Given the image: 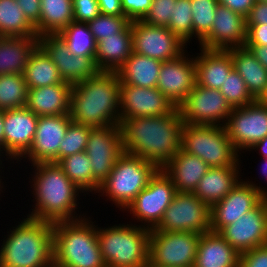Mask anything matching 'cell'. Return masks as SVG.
<instances>
[{"instance_id": "obj_1", "label": "cell", "mask_w": 267, "mask_h": 267, "mask_svg": "<svg viewBox=\"0 0 267 267\" xmlns=\"http://www.w3.org/2000/svg\"><path fill=\"white\" fill-rule=\"evenodd\" d=\"M28 166L23 167L25 171L31 170L26 171L29 177L25 180L28 179L29 184L27 183L24 189H29L30 192L26 194V197L30 195V199L28 198L27 201L30 203L32 197L31 203L33 204H29L30 207L26 211L28 213L24 212L25 216L54 223L77 220L90 213L92 209L85 210V212L82 210L86 207L83 205L82 198L86 201L87 196L69 179L57 163H37ZM28 185L30 187L26 188Z\"/></svg>"}, {"instance_id": "obj_2", "label": "cell", "mask_w": 267, "mask_h": 267, "mask_svg": "<svg viewBox=\"0 0 267 267\" xmlns=\"http://www.w3.org/2000/svg\"><path fill=\"white\" fill-rule=\"evenodd\" d=\"M183 124L177 107L167 115L120 119L124 152L162 169L181 149Z\"/></svg>"}, {"instance_id": "obj_3", "label": "cell", "mask_w": 267, "mask_h": 267, "mask_svg": "<svg viewBox=\"0 0 267 267\" xmlns=\"http://www.w3.org/2000/svg\"><path fill=\"white\" fill-rule=\"evenodd\" d=\"M22 215L19 220L14 218V225L6 224L9 226L6 232L5 228L4 233L0 230L3 238L0 240V267L51 266L54 263L53 223L30 218L23 212Z\"/></svg>"}, {"instance_id": "obj_4", "label": "cell", "mask_w": 267, "mask_h": 267, "mask_svg": "<svg viewBox=\"0 0 267 267\" xmlns=\"http://www.w3.org/2000/svg\"><path fill=\"white\" fill-rule=\"evenodd\" d=\"M120 79L117 72L100 71L72 85L69 116L92 128L120 124Z\"/></svg>"}, {"instance_id": "obj_5", "label": "cell", "mask_w": 267, "mask_h": 267, "mask_svg": "<svg viewBox=\"0 0 267 267\" xmlns=\"http://www.w3.org/2000/svg\"><path fill=\"white\" fill-rule=\"evenodd\" d=\"M89 215L53 223L54 263L59 267H107L97 238L98 217Z\"/></svg>"}, {"instance_id": "obj_6", "label": "cell", "mask_w": 267, "mask_h": 267, "mask_svg": "<svg viewBox=\"0 0 267 267\" xmlns=\"http://www.w3.org/2000/svg\"><path fill=\"white\" fill-rule=\"evenodd\" d=\"M101 224L97 238L107 267H148L150 229L125 221Z\"/></svg>"}, {"instance_id": "obj_7", "label": "cell", "mask_w": 267, "mask_h": 267, "mask_svg": "<svg viewBox=\"0 0 267 267\" xmlns=\"http://www.w3.org/2000/svg\"><path fill=\"white\" fill-rule=\"evenodd\" d=\"M158 170L154 163L124 152L115 162L107 178L100 184L93 199V202L97 199L94 204L109 202L112 203V207L118 208L116 212L118 210L123 212ZM100 197L104 200L99 202Z\"/></svg>"}, {"instance_id": "obj_8", "label": "cell", "mask_w": 267, "mask_h": 267, "mask_svg": "<svg viewBox=\"0 0 267 267\" xmlns=\"http://www.w3.org/2000/svg\"><path fill=\"white\" fill-rule=\"evenodd\" d=\"M181 149L198 156L209 167L241 166L240 154L235 150L226 129L221 125L183 124Z\"/></svg>"}, {"instance_id": "obj_9", "label": "cell", "mask_w": 267, "mask_h": 267, "mask_svg": "<svg viewBox=\"0 0 267 267\" xmlns=\"http://www.w3.org/2000/svg\"><path fill=\"white\" fill-rule=\"evenodd\" d=\"M176 193L177 189L172 179L163 169H159L150 179L147 186L125 208L122 212V218H124L126 213L125 216L128 218L131 216L129 223L150 230L155 229L161 222L165 210L173 201Z\"/></svg>"}, {"instance_id": "obj_10", "label": "cell", "mask_w": 267, "mask_h": 267, "mask_svg": "<svg viewBox=\"0 0 267 267\" xmlns=\"http://www.w3.org/2000/svg\"><path fill=\"white\" fill-rule=\"evenodd\" d=\"M201 234L151 229L148 267H194Z\"/></svg>"}, {"instance_id": "obj_11", "label": "cell", "mask_w": 267, "mask_h": 267, "mask_svg": "<svg viewBox=\"0 0 267 267\" xmlns=\"http://www.w3.org/2000/svg\"><path fill=\"white\" fill-rule=\"evenodd\" d=\"M155 230L207 233L211 231L210 207L194 193L177 192Z\"/></svg>"}, {"instance_id": "obj_12", "label": "cell", "mask_w": 267, "mask_h": 267, "mask_svg": "<svg viewBox=\"0 0 267 267\" xmlns=\"http://www.w3.org/2000/svg\"><path fill=\"white\" fill-rule=\"evenodd\" d=\"M185 124L224 126L233 108L219 90L198 84L178 107Z\"/></svg>"}, {"instance_id": "obj_13", "label": "cell", "mask_w": 267, "mask_h": 267, "mask_svg": "<svg viewBox=\"0 0 267 267\" xmlns=\"http://www.w3.org/2000/svg\"><path fill=\"white\" fill-rule=\"evenodd\" d=\"M224 127L241 155L267 136V107L255 100L247 106L233 108Z\"/></svg>"}, {"instance_id": "obj_14", "label": "cell", "mask_w": 267, "mask_h": 267, "mask_svg": "<svg viewBox=\"0 0 267 267\" xmlns=\"http://www.w3.org/2000/svg\"><path fill=\"white\" fill-rule=\"evenodd\" d=\"M133 52L162 62L178 58L189 47L167 27L131 21Z\"/></svg>"}, {"instance_id": "obj_15", "label": "cell", "mask_w": 267, "mask_h": 267, "mask_svg": "<svg viewBox=\"0 0 267 267\" xmlns=\"http://www.w3.org/2000/svg\"><path fill=\"white\" fill-rule=\"evenodd\" d=\"M70 121L69 115L39 117L33 143L29 150L14 163L15 165L18 164L15 168H20L21 165L22 172V167H25V164L28 166L37 163H57L59 161V146Z\"/></svg>"}, {"instance_id": "obj_16", "label": "cell", "mask_w": 267, "mask_h": 267, "mask_svg": "<svg viewBox=\"0 0 267 267\" xmlns=\"http://www.w3.org/2000/svg\"><path fill=\"white\" fill-rule=\"evenodd\" d=\"M38 118L27 107L4 111V169L9 173L31 147Z\"/></svg>"}, {"instance_id": "obj_17", "label": "cell", "mask_w": 267, "mask_h": 267, "mask_svg": "<svg viewBox=\"0 0 267 267\" xmlns=\"http://www.w3.org/2000/svg\"><path fill=\"white\" fill-rule=\"evenodd\" d=\"M39 46L56 65L63 81L71 85L83 82L100 72L95 56L72 55L67 44L58 34L39 36Z\"/></svg>"}, {"instance_id": "obj_18", "label": "cell", "mask_w": 267, "mask_h": 267, "mask_svg": "<svg viewBox=\"0 0 267 267\" xmlns=\"http://www.w3.org/2000/svg\"><path fill=\"white\" fill-rule=\"evenodd\" d=\"M85 152L90 159L93 177L101 184L124 153L119 125L91 128Z\"/></svg>"}, {"instance_id": "obj_19", "label": "cell", "mask_w": 267, "mask_h": 267, "mask_svg": "<svg viewBox=\"0 0 267 267\" xmlns=\"http://www.w3.org/2000/svg\"><path fill=\"white\" fill-rule=\"evenodd\" d=\"M218 233L239 254L267 245V205L264 199Z\"/></svg>"}, {"instance_id": "obj_20", "label": "cell", "mask_w": 267, "mask_h": 267, "mask_svg": "<svg viewBox=\"0 0 267 267\" xmlns=\"http://www.w3.org/2000/svg\"><path fill=\"white\" fill-rule=\"evenodd\" d=\"M188 51L162 62L157 81L156 88L177 108L196 85L194 53Z\"/></svg>"}, {"instance_id": "obj_21", "label": "cell", "mask_w": 267, "mask_h": 267, "mask_svg": "<svg viewBox=\"0 0 267 267\" xmlns=\"http://www.w3.org/2000/svg\"><path fill=\"white\" fill-rule=\"evenodd\" d=\"M175 108L157 88L120 85V119L162 116Z\"/></svg>"}, {"instance_id": "obj_22", "label": "cell", "mask_w": 267, "mask_h": 267, "mask_svg": "<svg viewBox=\"0 0 267 267\" xmlns=\"http://www.w3.org/2000/svg\"><path fill=\"white\" fill-rule=\"evenodd\" d=\"M262 199L263 194L241 179L222 200L210 208L211 231L218 233L253 209Z\"/></svg>"}, {"instance_id": "obj_23", "label": "cell", "mask_w": 267, "mask_h": 267, "mask_svg": "<svg viewBox=\"0 0 267 267\" xmlns=\"http://www.w3.org/2000/svg\"><path fill=\"white\" fill-rule=\"evenodd\" d=\"M246 39V18L225 6L218 5L210 33L197 46L227 50L232 47H244Z\"/></svg>"}, {"instance_id": "obj_24", "label": "cell", "mask_w": 267, "mask_h": 267, "mask_svg": "<svg viewBox=\"0 0 267 267\" xmlns=\"http://www.w3.org/2000/svg\"><path fill=\"white\" fill-rule=\"evenodd\" d=\"M194 54L196 66V84L220 90L229 73L234 69L228 50L205 49L197 46Z\"/></svg>"}, {"instance_id": "obj_25", "label": "cell", "mask_w": 267, "mask_h": 267, "mask_svg": "<svg viewBox=\"0 0 267 267\" xmlns=\"http://www.w3.org/2000/svg\"><path fill=\"white\" fill-rule=\"evenodd\" d=\"M243 166L210 167L194 194L211 208L240 182Z\"/></svg>"}, {"instance_id": "obj_26", "label": "cell", "mask_w": 267, "mask_h": 267, "mask_svg": "<svg viewBox=\"0 0 267 267\" xmlns=\"http://www.w3.org/2000/svg\"><path fill=\"white\" fill-rule=\"evenodd\" d=\"M209 168L198 156L180 149L162 169L172 179L177 192L194 193Z\"/></svg>"}, {"instance_id": "obj_27", "label": "cell", "mask_w": 267, "mask_h": 267, "mask_svg": "<svg viewBox=\"0 0 267 267\" xmlns=\"http://www.w3.org/2000/svg\"><path fill=\"white\" fill-rule=\"evenodd\" d=\"M72 85L63 82L46 87L28 89L26 107L41 116L69 115Z\"/></svg>"}, {"instance_id": "obj_28", "label": "cell", "mask_w": 267, "mask_h": 267, "mask_svg": "<svg viewBox=\"0 0 267 267\" xmlns=\"http://www.w3.org/2000/svg\"><path fill=\"white\" fill-rule=\"evenodd\" d=\"M194 267H239V253L219 233H202Z\"/></svg>"}, {"instance_id": "obj_29", "label": "cell", "mask_w": 267, "mask_h": 267, "mask_svg": "<svg viewBox=\"0 0 267 267\" xmlns=\"http://www.w3.org/2000/svg\"><path fill=\"white\" fill-rule=\"evenodd\" d=\"M133 53L131 25L97 42L95 62L100 71L117 72Z\"/></svg>"}, {"instance_id": "obj_30", "label": "cell", "mask_w": 267, "mask_h": 267, "mask_svg": "<svg viewBox=\"0 0 267 267\" xmlns=\"http://www.w3.org/2000/svg\"><path fill=\"white\" fill-rule=\"evenodd\" d=\"M39 37L0 36V75L23 74Z\"/></svg>"}, {"instance_id": "obj_31", "label": "cell", "mask_w": 267, "mask_h": 267, "mask_svg": "<svg viewBox=\"0 0 267 267\" xmlns=\"http://www.w3.org/2000/svg\"><path fill=\"white\" fill-rule=\"evenodd\" d=\"M233 61L235 71L244 80L248 92L258 100L267 88V69L244 47L227 49Z\"/></svg>"}, {"instance_id": "obj_32", "label": "cell", "mask_w": 267, "mask_h": 267, "mask_svg": "<svg viewBox=\"0 0 267 267\" xmlns=\"http://www.w3.org/2000/svg\"><path fill=\"white\" fill-rule=\"evenodd\" d=\"M162 61L133 52L118 69L120 84L156 88Z\"/></svg>"}, {"instance_id": "obj_33", "label": "cell", "mask_w": 267, "mask_h": 267, "mask_svg": "<svg viewBox=\"0 0 267 267\" xmlns=\"http://www.w3.org/2000/svg\"><path fill=\"white\" fill-rule=\"evenodd\" d=\"M23 76L28 89L64 82L56 65L39 45L30 55Z\"/></svg>"}, {"instance_id": "obj_34", "label": "cell", "mask_w": 267, "mask_h": 267, "mask_svg": "<svg viewBox=\"0 0 267 267\" xmlns=\"http://www.w3.org/2000/svg\"><path fill=\"white\" fill-rule=\"evenodd\" d=\"M40 2V20L34 26L38 37L57 34L74 21L72 0H40Z\"/></svg>"}, {"instance_id": "obj_35", "label": "cell", "mask_w": 267, "mask_h": 267, "mask_svg": "<svg viewBox=\"0 0 267 267\" xmlns=\"http://www.w3.org/2000/svg\"><path fill=\"white\" fill-rule=\"evenodd\" d=\"M57 164L89 199H93L90 196H95L100 183L93 177L90 159L85 151L62 158Z\"/></svg>"}, {"instance_id": "obj_36", "label": "cell", "mask_w": 267, "mask_h": 267, "mask_svg": "<svg viewBox=\"0 0 267 267\" xmlns=\"http://www.w3.org/2000/svg\"><path fill=\"white\" fill-rule=\"evenodd\" d=\"M0 36H37L16 0H0Z\"/></svg>"}, {"instance_id": "obj_37", "label": "cell", "mask_w": 267, "mask_h": 267, "mask_svg": "<svg viewBox=\"0 0 267 267\" xmlns=\"http://www.w3.org/2000/svg\"><path fill=\"white\" fill-rule=\"evenodd\" d=\"M67 44L72 55L95 56L97 42L88 23L72 21L57 33Z\"/></svg>"}, {"instance_id": "obj_38", "label": "cell", "mask_w": 267, "mask_h": 267, "mask_svg": "<svg viewBox=\"0 0 267 267\" xmlns=\"http://www.w3.org/2000/svg\"><path fill=\"white\" fill-rule=\"evenodd\" d=\"M28 88L23 74L0 75V110L26 107Z\"/></svg>"}, {"instance_id": "obj_39", "label": "cell", "mask_w": 267, "mask_h": 267, "mask_svg": "<svg viewBox=\"0 0 267 267\" xmlns=\"http://www.w3.org/2000/svg\"><path fill=\"white\" fill-rule=\"evenodd\" d=\"M218 5V0H191L194 44L199 45L210 33Z\"/></svg>"}, {"instance_id": "obj_40", "label": "cell", "mask_w": 267, "mask_h": 267, "mask_svg": "<svg viewBox=\"0 0 267 267\" xmlns=\"http://www.w3.org/2000/svg\"><path fill=\"white\" fill-rule=\"evenodd\" d=\"M167 28L188 47L193 44L191 0H176Z\"/></svg>"}, {"instance_id": "obj_41", "label": "cell", "mask_w": 267, "mask_h": 267, "mask_svg": "<svg viewBox=\"0 0 267 267\" xmlns=\"http://www.w3.org/2000/svg\"><path fill=\"white\" fill-rule=\"evenodd\" d=\"M232 108L247 106L255 101L241 76L233 69L219 90Z\"/></svg>"}, {"instance_id": "obj_42", "label": "cell", "mask_w": 267, "mask_h": 267, "mask_svg": "<svg viewBox=\"0 0 267 267\" xmlns=\"http://www.w3.org/2000/svg\"><path fill=\"white\" fill-rule=\"evenodd\" d=\"M91 128L90 126L75 123L71 120L59 146V160L69 155L85 151Z\"/></svg>"}, {"instance_id": "obj_43", "label": "cell", "mask_w": 267, "mask_h": 267, "mask_svg": "<svg viewBox=\"0 0 267 267\" xmlns=\"http://www.w3.org/2000/svg\"><path fill=\"white\" fill-rule=\"evenodd\" d=\"M88 25L95 41L99 42L104 37L124 32L131 25V21L126 16L100 14L90 20Z\"/></svg>"}, {"instance_id": "obj_44", "label": "cell", "mask_w": 267, "mask_h": 267, "mask_svg": "<svg viewBox=\"0 0 267 267\" xmlns=\"http://www.w3.org/2000/svg\"><path fill=\"white\" fill-rule=\"evenodd\" d=\"M175 2L176 0H152L148 12L141 20L149 25L167 27Z\"/></svg>"}, {"instance_id": "obj_45", "label": "cell", "mask_w": 267, "mask_h": 267, "mask_svg": "<svg viewBox=\"0 0 267 267\" xmlns=\"http://www.w3.org/2000/svg\"><path fill=\"white\" fill-rule=\"evenodd\" d=\"M75 22L88 23L101 14L98 0H72Z\"/></svg>"}, {"instance_id": "obj_46", "label": "cell", "mask_w": 267, "mask_h": 267, "mask_svg": "<svg viewBox=\"0 0 267 267\" xmlns=\"http://www.w3.org/2000/svg\"><path fill=\"white\" fill-rule=\"evenodd\" d=\"M239 267H267V245L239 254Z\"/></svg>"}, {"instance_id": "obj_47", "label": "cell", "mask_w": 267, "mask_h": 267, "mask_svg": "<svg viewBox=\"0 0 267 267\" xmlns=\"http://www.w3.org/2000/svg\"><path fill=\"white\" fill-rule=\"evenodd\" d=\"M152 0H122L125 16L130 20H141L148 12Z\"/></svg>"}, {"instance_id": "obj_48", "label": "cell", "mask_w": 267, "mask_h": 267, "mask_svg": "<svg viewBox=\"0 0 267 267\" xmlns=\"http://www.w3.org/2000/svg\"><path fill=\"white\" fill-rule=\"evenodd\" d=\"M247 39L245 46L267 47V24L246 25Z\"/></svg>"}, {"instance_id": "obj_49", "label": "cell", "mask_w": 267, "mask_h": 267, "mask_svg": "<svg viewBox=\"0 0 267 267\" xmlns=\"http://www.w3.org/2000/svg\"><path fill=\"white\" fill-rule=\"evenodd\" d=\"M19 4V7L25 14L27 20L35 26L41 15V2L40 0H16Z\"/></svg>"}, {"instance_id": "obj_50", "label": "cell", "mask_w": 267, "mask_h": 267, "mask_svg": "<svg viewBox=\"0 0 267 267\" xmlns=\"http://www.w3.org/2000/svg\"><path fill=\"white\" fill-rule=\"evenodd\" d=\"M258 159H260V160H258V166L260 165V167H258L259 168V172H258V176L259 175H261V177H262V179L260 178V176H259V180H258V177L257 178H255L254 177V179L252 178V176L250 177V176H246V175H248V174H245L244 173V171L242 172V179L247 183V184H250L251 186H253L255 189H257L261 194H264L266 191H267V158H259L258 157ZM262 161V162H261ZM245 175V176H244ZM263 175V176H262ZM250 177V178H249ZM251 179V180H250ZM257 179V180H256ZM254 180V181H253ZM262 180H264L263 182H262ZM258 183H257V182ZM266 183V184H264V186L262 185L263 183ZM266 185V186H265Z\"/></svg>"}, {"instance_id": "obj_51", "label": "cell", "mask_w": 267, "mask_h": 267, "mask_svg": "<svg viewBox=\"0 0 267 267\" xmlns=\"http://www.w3.org/2000/svg\"><path fill=\"white\" fill-rule=\"evenodd\" d=\"M267 24V2H255L249 15L246 17V25Z\"/></svg>"}, {"instance_id": "obj_52", "label": "cell", "mask_w": 267, "mask_h": 267, "mask_svg": "<svg viewBox=\"0 0 267 267\" xmlns=\"http://www.w3.org/2000/svg\"><path fill=\"white\" fill-rule=\"evenodd\" d=\"M219 5L225 6L232 11L243 15L245 18L249 15L255 0H218Z\"/></svg>"}, {"instance_id": "obj_53", "label": "cell", "mask_w": 267, "mask_h": 267, "mask_svg": "<svg viewBox=\"0 0 267 267\" xmlns=\"http://www.w3.org/2000/svg\"><path fill=\"white\" fill-rule=\"evenodd\" d=\"M98 4L103 15L125 16L122 0H98Z\"/></svg>"}, {"instance_id": "obj_54", "label": "cell", "mask_w": 267, "mask_h": 267, "mask_svg": "<svg viewBox=\"0 0 267 267\" xmlns=\"http://www.w3.org/2000/svg\"><path fill=\"white\" fill-rule=\"evenodd\" d=\"M255 152H256V154L257 153L259 154L260 158H267V136L264 139H262L261 141L255 143L248 151H246L240 155V158L243 157L242 158L243 160H240L241 163H243V161L245 160L244 158H245L246 154L249 153V156H250L251 153H255Z\"/></svg>"}, {"instance_id": "obj_55", "label": "cell", "mask_w": 267, "mask_h": 267, "mask_svg": "<svg viewBox=\"0 0 267 267\" xmlns=\"http://www.w3.org/2000/svg\"><path fill=\"white\" fill-rule=\"evenodd\" d=\"M255 58L267 69V47L265 46H245Z\"/></svg>"}, {"instance_id": "obj_56", "label": "cell", "mask_w": 267, "mask_h": 267, "mask_svg": "<svg viewBox=\"0 0 267 267\" xmlns=\"http://www.w3.org/2000/svg\"><path fill=\"white\" fill-rule=\"evenodd\" d=\"M0 165L4 169V111L0 110Z\"/></svg>"}, {"instance_id": "obj_57", "label": "cell", "mask_w": 267, "mask_h": 267, "mask_svg": "<svg viewBox=\"0 0 267 267\" xmlns=\"http://www.w3.org/2000/svg\"><path fill=\"white\" fill-rule=\"evenodd\" d=\"M5 174V175H4ZM8 174V172L7 171H5V169H3L2 168V166L0 165V200L2 201V197H5V199H6V197L7 196H3L4 194L3 193H8L7 191H6V189L8 188V190H9V185H7V183H9L8 181H9V177L10 176H8L7 175ZM3 175V176H2ZM7 175V176H6ZM4 176H6V177H4ZM6 179V180H5ZM8 179V180H7ZM7 181V182H6ZM6 183V184H5ZM6 185V186H5ZM8 186V187H7Z\"/></svg>"}, {"instance_id": "obj_58", "label": "cell", "mask_w": 267, "mask_h": 267, "mask_svg": "<svg viewBox=\"0 0 267 267\" xmlns=\"http://www.w3.org/2000/svg\"><path fill=\"white\" fill-rule=\"evenodd\" d=\"M258 101L267 107V88L265 90V92L260 96V98L258 99Z\"/></svg>"}, {"instance_id": "obj_59", "label": "cell", "mask_w": 267, "mask_h": 267, "mask_svg": "<svg viewBox=\"0 0 267 267\" xmlns=\"http://www.w3.org/2000/svg\"><path fill=\"white\" fill-rule=\"evenodd\" d=\"M263 199H264V201L266 202V205H267V191L263 194Z\"/></svg>"}, {"instance_id": "obj_60", "label": "cell", "mask_w": 267, "mask_h": 267, "mask_svg": "<svg viewBox=\"0 0 267 267\" xmlns=\"http://www.w3.org/2000/svg\"><path fill=\"white\" fill-rule=\"evenodd\" d=\"M256 2H267V0H255Z\"/></svg>"}, {"instance_id": "obj_61", "label": "cell", "mask_w": 267, "mask_h": 267, "mask_svg": "<svg viewBox=\"0 0 267 267\" xmlns=\"http://www.w3.org/2000/svg\"><path fill=\"white\" fill-rule=\"evenodd\" d=\"M49 267H59L58 265H56L55 263H53L51 266Z\"/></svg>"}]
</instances>
